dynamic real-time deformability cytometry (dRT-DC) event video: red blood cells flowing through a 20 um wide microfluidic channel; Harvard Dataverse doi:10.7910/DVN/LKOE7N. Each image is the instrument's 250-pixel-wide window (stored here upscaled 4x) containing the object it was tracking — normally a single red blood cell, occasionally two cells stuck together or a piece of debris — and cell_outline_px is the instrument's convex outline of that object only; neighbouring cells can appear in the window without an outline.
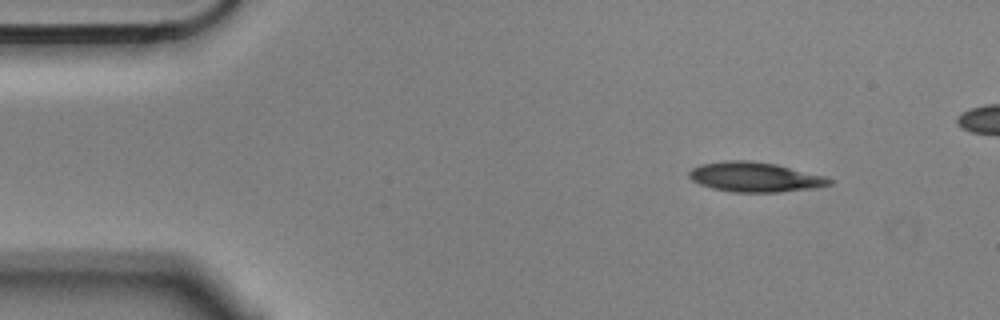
{"species": "Egyptian fruit bat (a non-hibernating species)", "species_latin": "Rousettus aegyptiacus", "temperature_condition": "cold", "stored_images_in_passage": 10, "camera_frame_rate_fps": 3000, "um_per_image_px": 0.085, "animal": {"sex": "male"}, "frame": {"image": 1, "passage_image": 1, "time_ms": 0.0, "image_size_px": [1000, 320], "cell_outline_px": [[832, 184], [816, 188], [780, 192], [732, 192], [712, 188], [700, 184], [692, 180], [688, 176], [688, 172], [692, 168], [700, 164], [728, 160], [752, 160], [776, 164], [824, 176], [832, 180]], "centroid_in_image_um": [64.15, 15.05], "position_along_channel_um": 20.8, "area_um2": 24.39}}
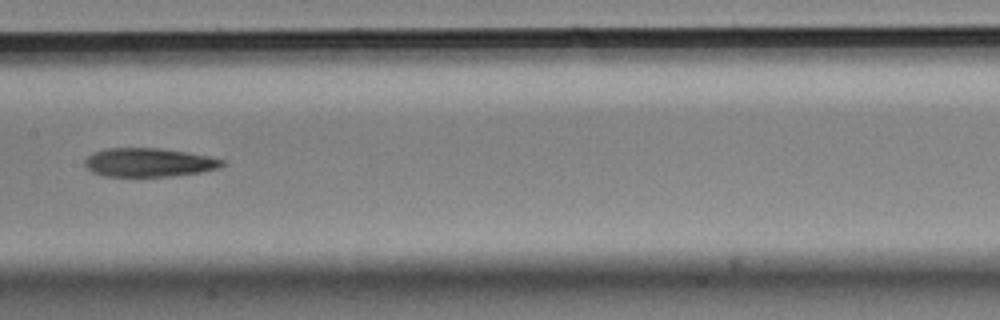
{"frame": {"image": 2, "passage_image": 7, "time_ms": 2.0, "image_size_px": [1000, 320], "cell_outline_px": [[228, 164], [220, 168], [200, 172], [172, 176], [104, 176], [92, 172], [84, 164], [84, 160], [92, 152], [108, 148], [160, 148], [208, 156], [224, 160]], "centroid_in_image_um": [12.66, 13.81], "position_along_channel_um": 194.7, "area_um2": 23.0}}
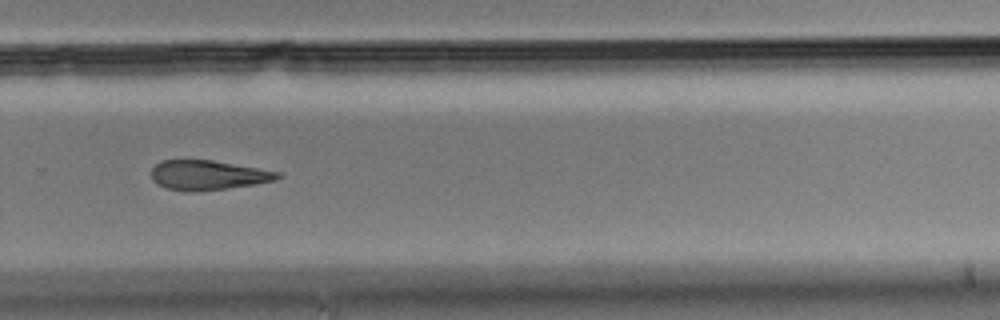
{"frame": {"image": 3, "passage_image": 10, "time_ms": 3.0, "image_size_px": [1000, 320], "cell_outline_px": [[284, 176], [276, 180], [256, 184], [196, 192], [168, 188], [156, 184], [152, 180], [152, 168], [160, 160], [212, 160], [280, 172]], "centroid_in_image_um": [17.69, 14.88], "position_along_channel_um": 312.1, "area_um2": 21.73}}